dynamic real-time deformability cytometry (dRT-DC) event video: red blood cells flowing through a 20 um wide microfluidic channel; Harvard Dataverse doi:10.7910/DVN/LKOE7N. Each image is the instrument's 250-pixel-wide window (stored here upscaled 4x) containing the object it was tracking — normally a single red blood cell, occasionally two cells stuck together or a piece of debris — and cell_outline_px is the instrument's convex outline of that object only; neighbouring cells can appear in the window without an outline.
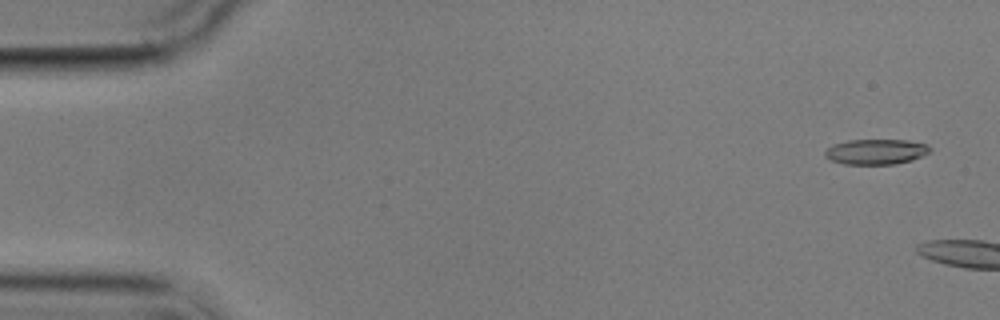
{"species": "common noctule bat (a hibernating species)", "species_latin": "Nyctalus noctula", "temperature_condition": "cold", "stored_images_in_passage": 5, "camera_frame_rate_fps": 3000, "um_per_image_px": 0.085, "animal": {"sex": "male", "body_mass_g": 17.9}, "frame": {"image": 1, "passage_image": 1, "time_ms": 0.0, "image_size_px": [1000, 320], "cell_outline_px": [[932, 148], [928, 152], [912, 160], [896, 164], [844, 164], [832, 160], [824, 156], [824, 152], [832, 144], [848, 140], [908, 140], [928, 144]], "centroid_in_image_um": [74.46, 12.89], "position_along_channel_um": 10.5, "area_um2": 15.49}}